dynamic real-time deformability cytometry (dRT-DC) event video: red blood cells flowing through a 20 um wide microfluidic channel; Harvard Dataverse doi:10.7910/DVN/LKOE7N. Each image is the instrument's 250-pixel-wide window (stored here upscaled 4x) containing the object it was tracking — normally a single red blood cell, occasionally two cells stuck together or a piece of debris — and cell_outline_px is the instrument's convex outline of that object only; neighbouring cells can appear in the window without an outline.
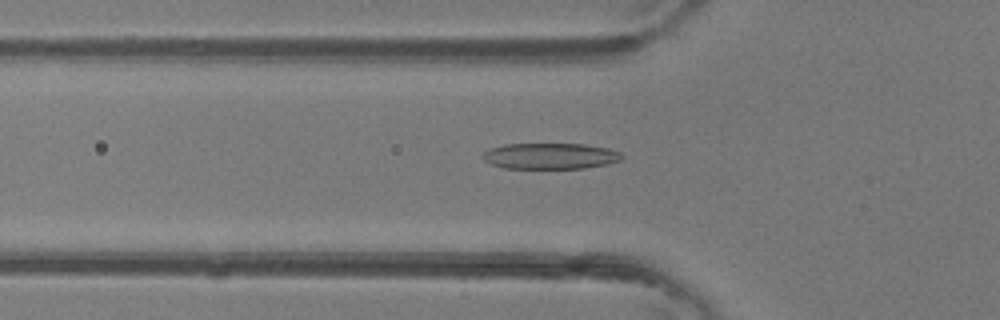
{"species": "common noctule bat (a hibernating species)", "species_latin": "Nyctalus noctula", "temperature_condition": "room temperature", "stored_images_in_passage": 41, "camera_frame_rate_fps": 3000, "um_per_image_px": 0.085, "animal": {"sex": "female"}, "frame": {"image": 1, "passage_image": 9, "time_ms": 2.667, "image_size_px": [1000, 320], "cell_outline_px": [[624, 156], [620, 160], [608, 164], [584, 168], [504, 168], [492, 164], [484, 160], [480, 156], [484, 152], [492, 148], [504, 144], [584, 144], [608, 148], [620, 152]], "centroid_in_image_um": [46.78, 13.26], "position_along_channel_um": 79.0, "area_um2": 21.04}}
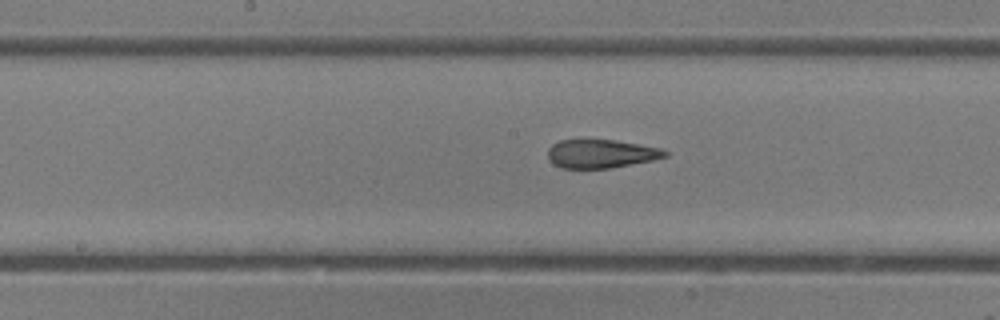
{"frame": {"image": 2, "passage_image": 17, "time_ms": 5.333, "image_size_px": [1000, 320], "cell_outline_px": [[668, 156], [652, 160], [612, 168], [560, 168], [552, 164], [548, 160], [548, 148], [552, 144], [560, 140], [612, 140], [660, 148], [668, 152]], "centroid_in_image_um": [51.04, 13.08], "position_along_channel_um": 197.2, "area_um2": 19.42}}
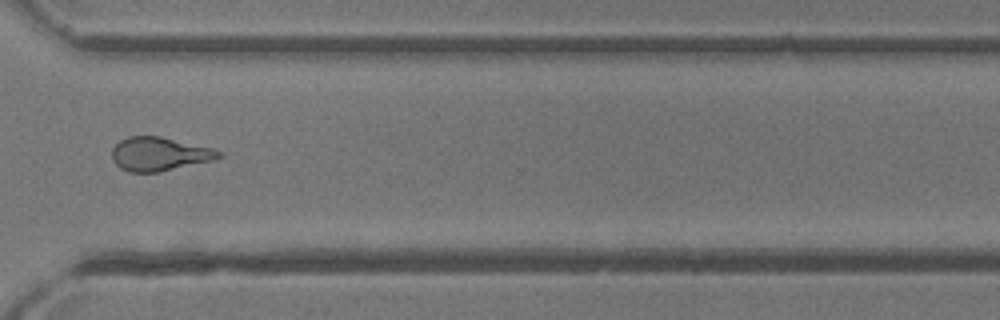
{"frame": {"image": 3, "passage_image": 28, "time_ms": 9.0, "image_size_px": [1000, 320], "cell_outline_px": [[224, 156], [212, 160], [160, 172], [128, 172], [120, 168], [112, 160], [112, 148], [120, 140], [128, 136], [160, 136], [212, 148], [224, 152]], "centroid_in_image_um": [13.54, 13.09], "position_along_channel_um": 357.1, "area_um2": 21.04}, "authors_computed_cell_mechanics": {"area_um2": 20.4034, "velocity_mm_per_s": 4.3841, "shape_relaxation_time_tau1_ms": 4.2819, "shape_relaxation_time_tau2_ms": 1.6558, "deformation_change_tau1": 0.1878, "deformation_change_tau2": 0.122}}